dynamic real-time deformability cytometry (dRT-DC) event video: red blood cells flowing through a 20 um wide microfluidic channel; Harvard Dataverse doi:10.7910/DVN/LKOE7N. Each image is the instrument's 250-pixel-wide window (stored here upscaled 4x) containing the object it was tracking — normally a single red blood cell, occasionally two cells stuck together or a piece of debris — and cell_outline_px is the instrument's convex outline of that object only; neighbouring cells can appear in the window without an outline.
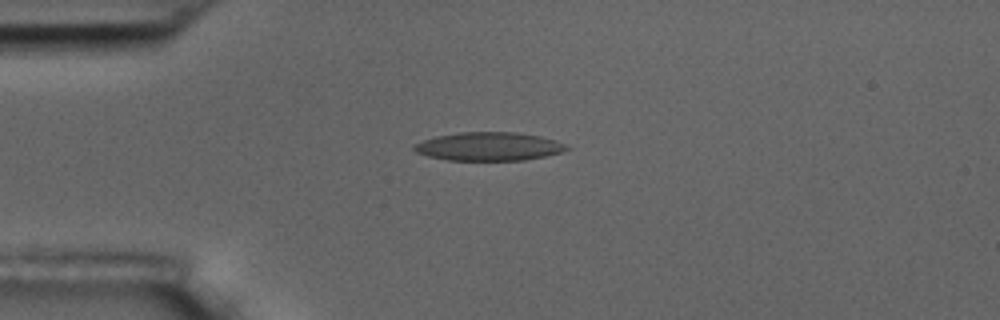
{"species": "common noctule bat (a hibernating species)", "species_latin": "Nyctalus noctula", "temperature_condition": "room temperature", "stored_images_in_passage": 5, "camera_frame_rate_fps": 3000, "um_per_image_px": 0.085, "animal": {"sex": "male", "body_mass_g": 17.5, "forearm_length_mm": 52.3}, "frame": {"image": 1, "passage_image": 3, "time_ms": 2.333, "image_size_px": [1000, 320], "cell_outline_px": [[572, 148], [560, 152], [544, 156], [524, 160], [448, 160], [428, 156], [416, 152], [412, 148], [412, 144], [436, 136], [460, 132], [516, 132], [540, 136], [556, 140]], "centroid_in_image_um": [41.54, 12.44], "position_along_channel_um": 43.5, "area_um2": 25.26}}